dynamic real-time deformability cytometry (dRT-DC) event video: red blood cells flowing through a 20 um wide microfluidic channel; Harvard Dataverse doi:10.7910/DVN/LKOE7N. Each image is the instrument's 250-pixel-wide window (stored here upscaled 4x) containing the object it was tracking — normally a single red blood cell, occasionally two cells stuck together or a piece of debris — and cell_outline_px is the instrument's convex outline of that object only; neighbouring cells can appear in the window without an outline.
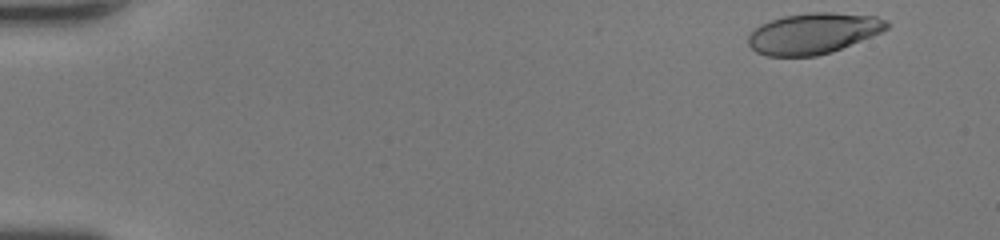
{"species": "human", "species_latin": "Homo sapiens", "temperature_condition": "room temperature", "stored_images_in_passage": 45, "camera_frame_rate_fps": 3000, "um_per_image_px": 0.085, "donor": {"sex": "female"}, "frame": {"image": 1, "passage_image": 1, "time_ms": 0.0, "image_size_px": [1000, 240], "cell_outline_px": [[888, 28], [880, 32], [832, 52], [816, 56], [768, 56], [756, 52], [748, 44], [748, 36], [760, 24], [784, 16], [812, 12], [832, 12], [876, 16], [888, 20]], "centroid_in_image_um": [69.12, 2.83], "position_along_channel_um": 15.9, "area_um2": 32.77}}
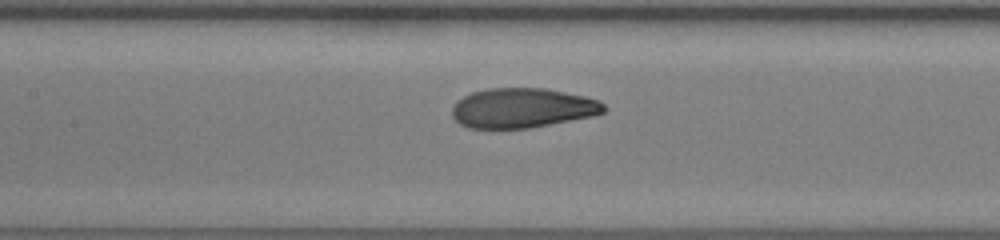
{"frame": {"image": 2, "passage_image": 21, "time_ms": 6.667, "image_size_px": [1000, 240], "cell_outline_px": [[608, 108], [604, 112], [596, 116], [528, 128], [468, 128], [460, 124], [452, 116], [452, 108], [464, 96], [472, 92], [488, 88], [544, 88], [584, 96], [600, 100]], "centroid_in_image_um": [44.45, 9.18], "position_along_channel_um": 162.9, "area_um2": 35.2}}
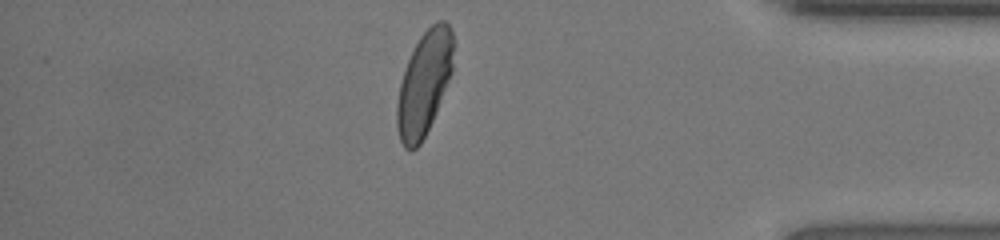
{"frame": {"image": 3, "passage_image": 39, "time_ms": 12.667, "image_size_px": [1000, 240], "cell_outline_px": [[456, 44], [452, 72], [436, 112], [420, 144], [412, 152], [404, 148], [400, 140], [396, 128], [396, 104], [400, 84], [408, 60], [420, 36], [436, 20], [444, 20], [452, 28]], "centroid_in_image_um": [36.08, 7.06], "position_along_channel_um": 399.1, "area_um2": 34.51}, "authors_computed_cell_mechanics": {"area_um2": 35.0846, "velocity_mm_per_s": 4.4076, "shape_relaxation_time_tau1_ms": 3.1892, "shape_relaxation_time_tau2_ms": 0.6559, "deformation_change_tau1": 0.1624, "deformation_change_tau2": 0.0545}}